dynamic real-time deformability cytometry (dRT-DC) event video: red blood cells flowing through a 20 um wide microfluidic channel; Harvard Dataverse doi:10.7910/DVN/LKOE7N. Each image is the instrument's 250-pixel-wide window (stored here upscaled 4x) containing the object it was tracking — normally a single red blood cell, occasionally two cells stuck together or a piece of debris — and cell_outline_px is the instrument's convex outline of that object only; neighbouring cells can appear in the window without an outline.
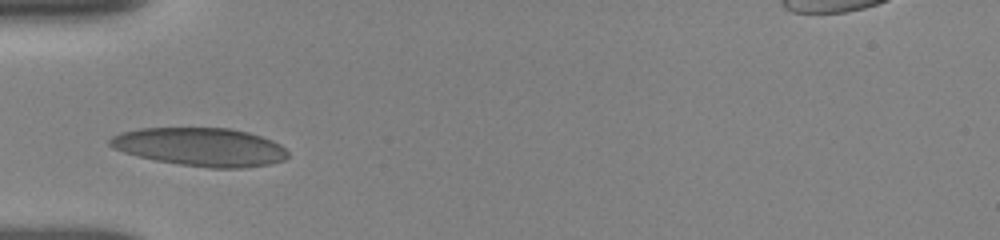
{"species": "human", "species_latin": "Homo sapiens", "temperature_condition": "room temperature", "stored_images_in_passage": 37, "camera_frame_rate_fps": 3000, "um_per_image_px": 0.085, "donor": {"sex": "female"}, "frame": {"image": 1, "passage_image": 1, "time_ms": 0.0, "image_size_px": [1000, 240], "cell_outline_px": [[288, 156], [284, 160], [272, 164], [244, 168], [208, 168], [180, 164], [156, 160], [124, 152], [112, 148], [108, 144], [108, 140], [112, 136], [120, 132], [140, 128], [228, 128], [248, 132], [272, 140], [280, 144], [288, 152]], "centroid_in_image_um": [17.04, 12.49], "position_along_channel_um": 68.0, "area_um2": 39.82}}
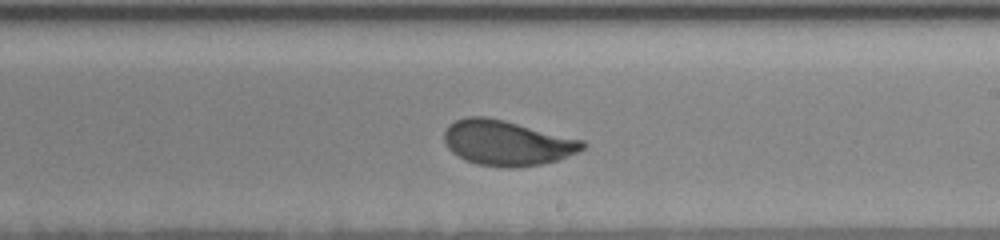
{"frame": {"image": 2, "passage_image": 18, "time_ms": 4.667, "image_size_px": [1000, 240], "cell_outline_px": [[588, 144], [584, 148], [560, 160], [540, 164], [516, 168], [504, 168], [476, 164], [464, 160], [452, 152], [444, 144], [444, 132], [448, 124], [456, 120], [468, 116], [488, 116], [584, 140]], "centroid_in_image_um": [43.07, 12.15], "position_along_channel_um": 245.9, "area_um2": 36.76}}
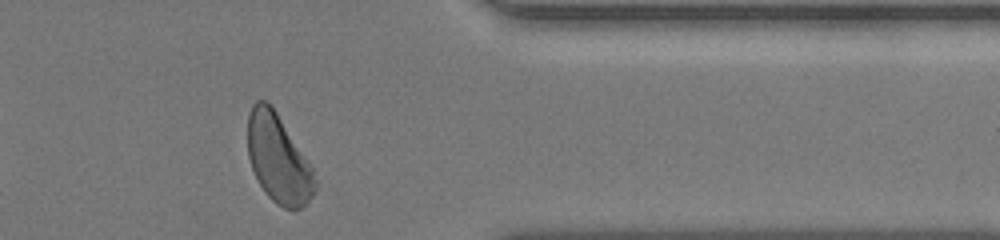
{"frame": {"image": 3, "passage_image": 33, "time_ms": 8.667, "image_size_px": [1000, 240], "cell_outline_px": [[320, 184], [316, 192], [308, 204], [300, 208], [284, 208], [276, 204], [264, 192], [252, 168], [248, 156], [248, 116], [252, 104], [256, 100], [264, 100], [276, 112], [312, 168]], "centroid_in_image_um": [23.68, 13.56], "position_along_channel_um": 387.7, "area_um2": 34.51}, "authors_computed_cell_mechanics": {"area_um2": 36.0094, "velocity_mm_per_s": 3.8286, "shape_relaxation_time_tau1_ms": 4.126, "shape_relaxation_time_tau2_ms": 0.7942, "deformation_change_tau1": 0.1464, "deformation_change_tau2": 0.0667}}